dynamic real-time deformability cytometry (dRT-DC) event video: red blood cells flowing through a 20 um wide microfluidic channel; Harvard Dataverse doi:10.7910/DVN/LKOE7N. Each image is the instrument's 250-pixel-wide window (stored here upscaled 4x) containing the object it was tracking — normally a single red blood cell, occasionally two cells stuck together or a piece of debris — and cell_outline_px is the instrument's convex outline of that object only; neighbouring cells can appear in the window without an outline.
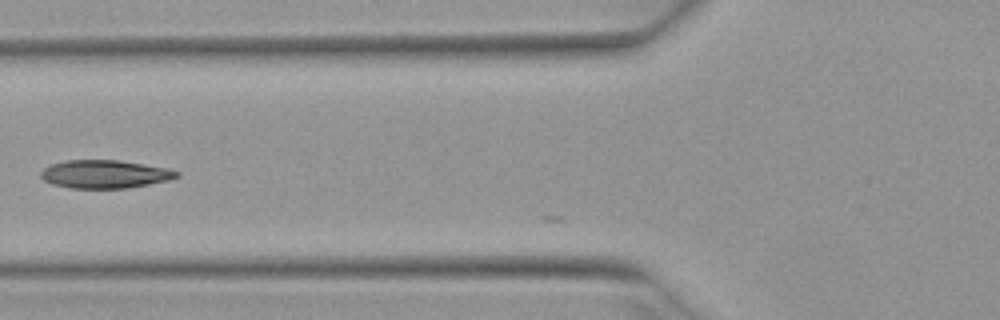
{"species": "Egyptian fruit bat (a non-hibernating species)", "species_latin": "Rousettus aegyptiacus", "temperature_condition": "warm", "stored_images_in_passage": 5, "camera_frame_rate_fps": 3000, "um_per_image_px": 0.085, "animal": {"sex": "female"}, "frame": {"image": 1, "passage_image": 4, "time_ms": 1.0, "image_size_px": [1000, 320], "cell_outline_px": [[180, 176], [168, 180], [128, 188], [72, 188], [52, 184], [44, 180], [40, 176], [40, 172], [44, 168], [52, 164], [68, 160], [116, 160], [168, 168], [180, 172]], "centroid_in_image_um": [8.91, 14.8], "position_along_channel_um": 116.9, "area_um2": 22.14}}